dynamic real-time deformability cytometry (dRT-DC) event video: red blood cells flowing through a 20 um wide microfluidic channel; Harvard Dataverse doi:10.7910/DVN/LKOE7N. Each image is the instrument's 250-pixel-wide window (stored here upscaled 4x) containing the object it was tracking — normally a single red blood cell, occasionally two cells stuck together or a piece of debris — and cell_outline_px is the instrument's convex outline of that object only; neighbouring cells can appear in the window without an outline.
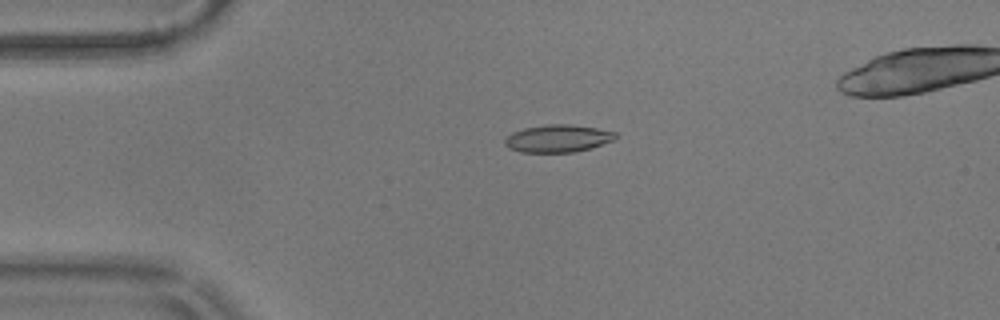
{"species": "common noctule bat (a hibernating species)", "species_latin": "Nyctalus noctula", "temperature_condition": "warm", "stored_images_in_passage": 47, "camera_frame_rate_fps": 3000, "um_per_image_px": 0.085, "animal": {"sex": "male", "body_mass_g": 17.9}, "frame": {"image": 1, "passage_image": 5, "time_ms": 1.333, "image_size_px": [1000, 320], "cell_outline_px": [[616, 140], [576, 152], [520, 152], [508, 148], [504, 144], [504, 136], [512, 132], [524, 128], [548, 124], [568, 124], [596, 128], [616, 132]], "centroid_in_image_um": [47.38, 11.77], "position_along_channel_um": 37.6, "area_um2": 17.86}}
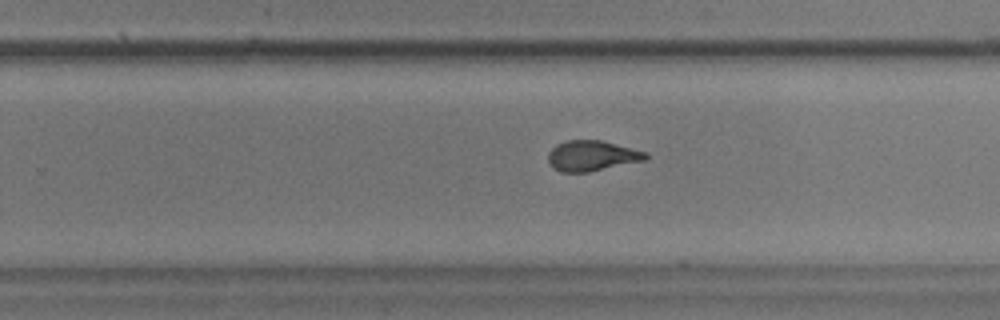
{"frame": {"image": 2, "passage_image": 28, "time_ms": 9.0, "image_size_px": [1000, 320], "cell_outline_px": [[648, 156], [644, 160], [588, 172], [560, 172], [552, 168], [548, 164], [548, 152], [556, 144], [568, 140], [600, 140], [648, 152]], "centroid_in_image_um": [50.26, 13.24], "position_along_channel_um": 279.5, "area_um2": 17.28}}
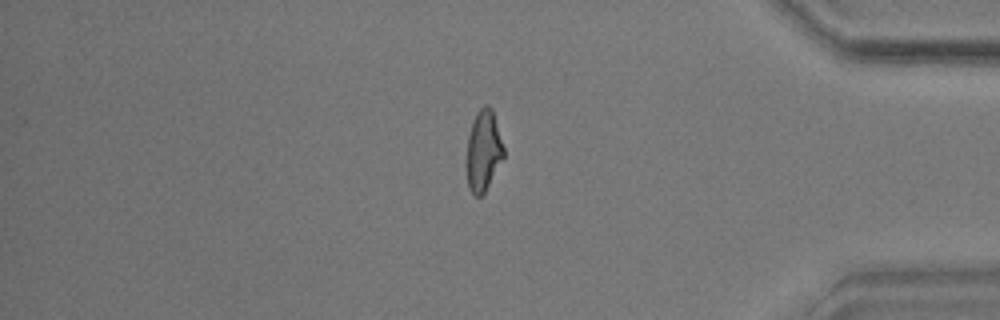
{"frame": {"image": 3, "passage_image": 40, "time_ms": 13.0, "image_size_px": [1000, 320], "cell_outline_px": [[504, 156], [484, 192], [480, 196], [476, 196], [468, 188], [468, 136], [472, 120], [476, 112], [484, 104], [488, 104], [492, 108], [504, 148]], "centroid_in_image_um": [41.1, 12.74], "position_along_channel_um": 394.1, "area_um2": 17.05}, "authors_computed_cell_mechanics": {"area_um2": 17.6868, "velocity_mm_per_s": 3.5498, "shape_relaxation_time_tau1_ms": 7.5747, "shape_relaxation_time_tau2_ms": 1.5013, "deformation_change_tau1": 0.2385, "deformation_change_tau2": 0.0924}}